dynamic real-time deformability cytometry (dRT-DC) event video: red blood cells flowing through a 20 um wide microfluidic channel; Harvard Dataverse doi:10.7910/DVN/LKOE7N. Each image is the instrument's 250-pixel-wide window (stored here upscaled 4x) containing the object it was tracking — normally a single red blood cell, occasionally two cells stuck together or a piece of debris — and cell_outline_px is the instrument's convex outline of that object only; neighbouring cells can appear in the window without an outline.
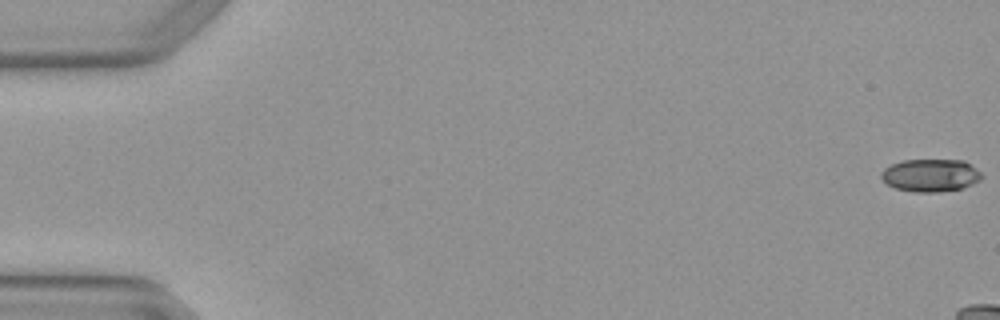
{"species": "Egyptian fruit bat (a non-hibernating species)", "species_latin": "Rousettus aegyptiacus", "temperature_condition": "warm", "stored_images_in_passage": 6, "camera_frame_rate_fps": 3000, "um_per_image_px": 0.085, "animal": {"sex": "female"}, "frame": {"image": 1, "passage_image": 1, "time_ms": 0.0, "image_size_px": [1000, 320], "cell_outline_px": [[984, 176], [980, 180], [972, 184], [960, 188], [940, 192], [912, 192], [896, 188], [888, 184], [880, 176], [880, 172], [884, 168], [892, 164], [904, 160], [964, 160], [976, 168]], "centroid_in_image_um": [79.1, 14.9], "position_along_channel_um": 5.9, "area_um2": 19.13}}
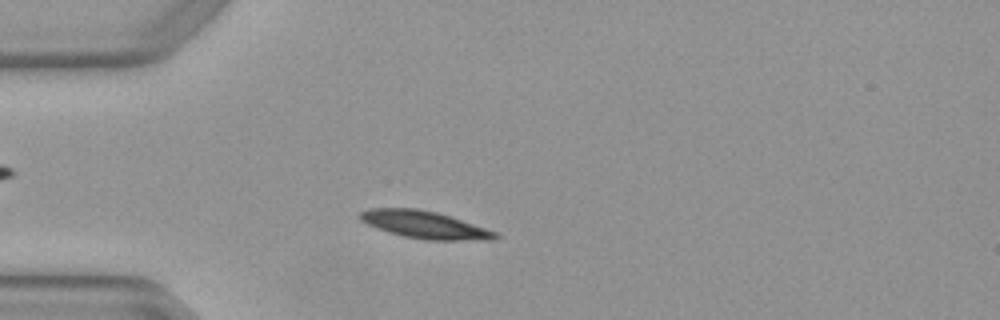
{"frame": {"image": 2, "passage_image": 6, "time_ms": 1.667, "image_size_px": [1000, 320], "cell_outline_px": [[500, 236], [492, 240], [428, 240], [404, 236], [388, 232], [376, 228], [360, 220], [360, 212], [368, 208], [416, 208], [436, 212], [452, 216], [496, 232]], "centroid_in_image_um": [36.09, 19.1], "position_along_channel_um": 48.9, "area_um2": 21.56}}